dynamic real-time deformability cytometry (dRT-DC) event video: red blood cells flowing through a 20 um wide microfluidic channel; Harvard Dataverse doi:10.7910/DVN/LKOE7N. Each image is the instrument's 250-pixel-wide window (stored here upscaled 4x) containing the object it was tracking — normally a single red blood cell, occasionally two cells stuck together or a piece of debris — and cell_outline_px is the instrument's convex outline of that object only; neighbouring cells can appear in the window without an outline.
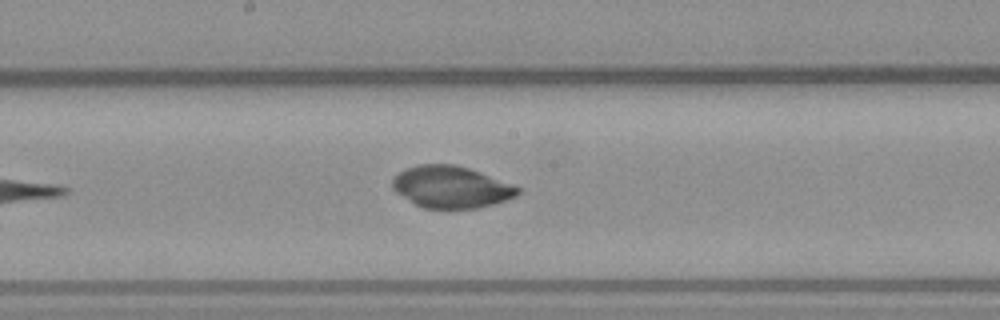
{"species": "common noctule bat (a hibernating species)", "species_latin": "Nyctalus noctula", "temperature_condition": "warm", "stored_images_in_passage": 8, "camera_frame_rate_fps": 3000, "um_per_image_px": 0.085, "animal": {"sex": "male", "body_mass_g": 23.1, "forearm_length_mm": 52.7}, "frame": {"image": 1, "passage_image": 8, "time_ms": 8.667, "image_size_px": [1000, 320], "cell_outline_px": [[520, 192], [516, 196], [492, 204], [476, 208], [424, 208], [416, 204], [396, 192], [392, 188], [392, 180], [404, 168], [416, 164], [456, 164], [480, 172], [520, 188]], "centroid_in_image_um": [38.31, 15.88], "position_along_channel_um": 209.9, "area_um2": 30.23}}